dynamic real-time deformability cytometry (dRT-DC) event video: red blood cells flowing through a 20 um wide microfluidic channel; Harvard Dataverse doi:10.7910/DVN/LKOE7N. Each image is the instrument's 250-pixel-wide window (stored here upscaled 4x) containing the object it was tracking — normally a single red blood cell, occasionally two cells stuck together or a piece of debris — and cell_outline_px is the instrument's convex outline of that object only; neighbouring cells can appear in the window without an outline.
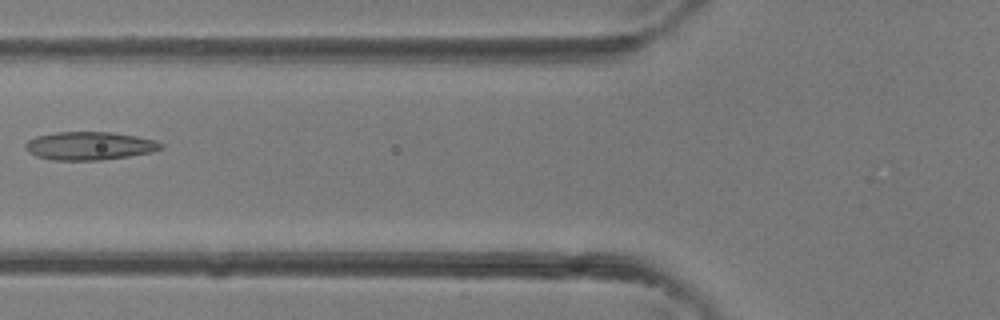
{"species": "common noctule bat (a hibernating species)", "species_latin": "Nyctalus noctula", "temperature_condition": "room temperature", "stored_images_in_passage": 2, "camera_frame_rate_fps": 3000, "um_per_image_px": 0.085, "animal": {"sex": "female"}, "frame": {"image": 1, "passage_image": 2, "time_ms": 0.333, "image_size_px": [1000, 320], "cell_outline_px": [[164, 148], [152, 152], [128, 156], [100, 160], [52, 160], [36, 156], [28, 152], [24, 148], [24, 144], [28, 140], [36, 136], [56, 132], [112, 132], [136, 136], [156, 140], [164, 144]], "centroid_in_image_um": [7.61, 12.39], "position_along_channel_um": 118.2, "area_um2": 22.43}}